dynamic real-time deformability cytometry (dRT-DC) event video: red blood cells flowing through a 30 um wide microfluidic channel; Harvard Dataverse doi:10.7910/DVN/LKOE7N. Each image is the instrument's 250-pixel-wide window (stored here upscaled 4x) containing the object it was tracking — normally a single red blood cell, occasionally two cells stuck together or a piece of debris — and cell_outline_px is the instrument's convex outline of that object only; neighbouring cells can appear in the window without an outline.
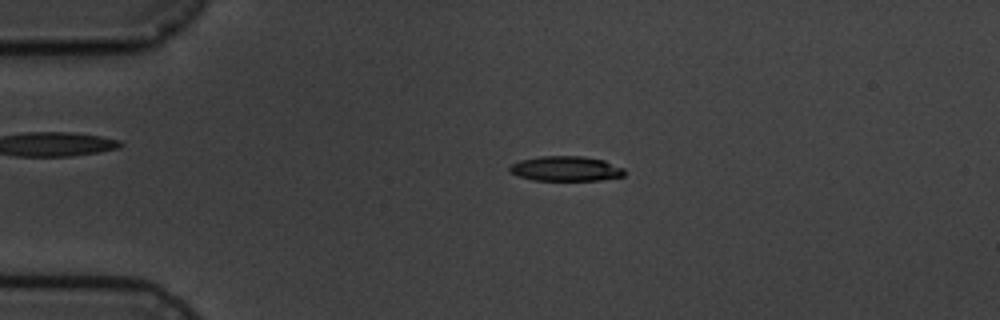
{"species": "common noctule bat (a hibernating species)", "species_latin": "Nyctalus noctula", "temperature_condition": "cold", "stored_images_in_passage": 3, "camera_frame_rate_fps": 3000, "um_per_image_px": 0.085, "animal": {"sex": "male", "body_mass_g": 19.5, "forearm_length_mm": 54.6}, "frame": {"image": 1, "passage_image": 2, "time_ms": 1.0, "image_size_px": [1000, 320], "cell_outline_px": [[624, 176], [600, 180], [532, 180], [508, 172], [508, 168], [512, 164], [520, 160], [540, 156], [584, 156], [604, 160], [624, 168]], "centroid_in_image_um": [48.09, 14.33], "position_along_channel_um": 36.9, "area_um2": 16.7}}